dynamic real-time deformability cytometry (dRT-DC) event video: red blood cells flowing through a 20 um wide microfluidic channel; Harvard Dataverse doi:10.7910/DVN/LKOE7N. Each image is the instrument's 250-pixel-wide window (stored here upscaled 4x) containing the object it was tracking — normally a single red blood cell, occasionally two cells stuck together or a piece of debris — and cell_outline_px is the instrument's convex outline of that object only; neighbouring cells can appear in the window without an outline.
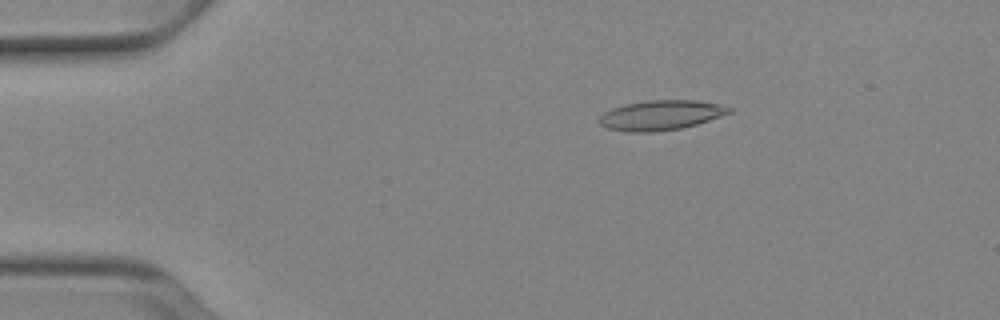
{"species": "Egyptian fruit bat (a non-hibernating species)", "species_latin": "Rousettus aegyptiacus", "temperature_condition": "cold", "stored_images_in_passage": 52, "camera_frame_rate_fps": 3000, "um_per_image_px": 0.085, "animal": {"sex": "female"}, "frame": {"image": 1, "passage_image": 9, "time_ms": 2.667, "image_size_px": [1000, 320], "cell_outline_px": [[732, 112], [696, 124], [680, 128], [652, 132], [628, 132], [608, 128], [600, 124], [600, 116], [604, 112], [612, 108], [624, 104], [648, 100], [696, 100], [720, 104], [732, 108]], "centroid_in_image_um": [56.17, 9.78], "position_along_channel_um": 28.8, "area_um2": 22.43}}
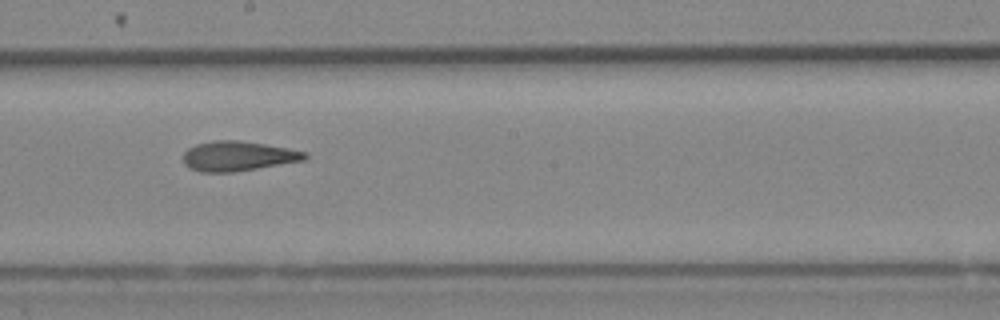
{"frame": {"image": 2, "passage_image": 29, "time_ms": 9.333, "image_size_px": [1000, 320], "cell_outline_px": [[308, 156], [304, 160], [232, 172], [200, 172], [188, 168], [184, 164], [184, 152], [188, 148], [196, 144], [212, 140], [240, 140], [288, 148], [308, 152]], "centroid_in_image_um": [20.2, 13.26], "position_along_channel_um": 228.0, "area_um2": 21.1}}
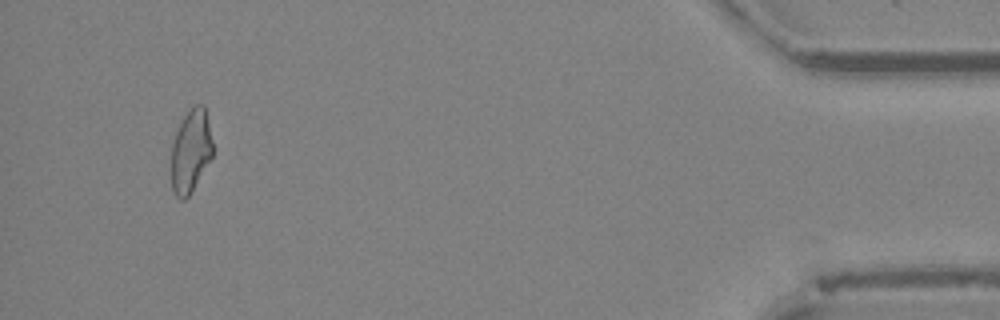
{"frame": {"image": 3, "passage_image": 49, "time_ms": 16.0, "image_size_px": [1000, 320], "cell_outline_px": [[212, 156], [188, 196], [184, 200], [180, 200], [172, 192], [172, 144], [176, 132], [184, 116], [196, 104], [204, 104], [212, 140]], "centroid_in_image_um": [16.2, 12.84], "position_along_channel_um": 419.0, "area_um2": 19.59}, "authors_computed_cell_mechanics": {"area_um2": 21.5305, "velocity_mm_per_s": 3.9098, "shape_relaxation_time_tau1_ms": null, "shape_relaxation_time_tau2_ms": 3.2234, "deformation_change_tau1": null, "deformation_change_tau2": 0.1365}}